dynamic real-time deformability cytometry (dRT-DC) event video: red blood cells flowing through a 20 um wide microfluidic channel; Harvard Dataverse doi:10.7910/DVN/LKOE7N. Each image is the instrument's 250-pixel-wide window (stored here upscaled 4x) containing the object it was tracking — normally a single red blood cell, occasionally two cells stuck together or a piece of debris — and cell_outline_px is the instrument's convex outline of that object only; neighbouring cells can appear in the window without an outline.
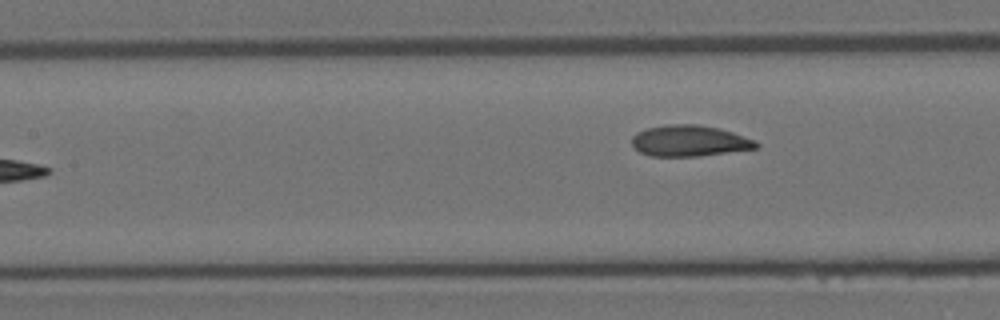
{"species": "Egyptian fruit bat (a non-hibernating species)", "species_latin": "Rousettus aegyptiacus", "temperature_condition": "room temperature", "stored_images_in_passage": 8, "camera_frame_rate_fps": 3000, "um_per_image_px": 0.085, "animal": {"sex": "female"}, "frame": {"image": 1, "passage_image": 8, "time_ms": 9.0, "image_size_px": [1000, 320], "cell_outline_px": [[760, 148], [700, 156], [652, 156], [640, 152], [632, 144], [632, 136], [636, 132], [648, 128], [668, 124], [696, 124], [716, 128], [732, 132], [756, 140], [760, 144]], "centroid_in_image_um": [58.63, 11.98], "position_along_channel_um": 148.8, "area_um2": 22.54}}